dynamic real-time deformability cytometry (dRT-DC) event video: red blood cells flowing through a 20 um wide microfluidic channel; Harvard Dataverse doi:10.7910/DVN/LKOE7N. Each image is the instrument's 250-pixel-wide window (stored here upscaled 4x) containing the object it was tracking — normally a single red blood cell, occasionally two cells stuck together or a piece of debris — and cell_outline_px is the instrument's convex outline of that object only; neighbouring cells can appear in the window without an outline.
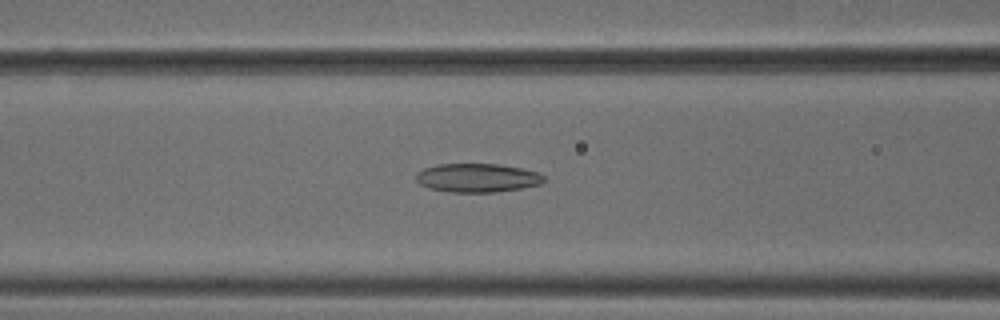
{"species": "common noctule bat (a hibernating species)", "species_latin": "Nyctalus noctula", "temperature_condition": "cold", "stored_images_in_passage": 49, "camera_frame_rate_fps": 3000, "um_per_image_px": 0.085, "animal": {"sex": "male", "body_mass_g": 18.8}, "frame": {"image": 1, "passage_image": 18, "time_ms": 5.667, "image_size_px": [1000, 320], "cell_outline_px": [[544, 180], [540, 184], [524, 188], [496, 192], [448, 192], [428, 188], [420, 184], [416, 180], [416, 172], [424, 168], [436, 164], [500, 164], [540, 172], [544, 176]], "centroid_in_image_um": [40.56, 15.12], "position_along_channel_um": 126.0, "area_um2": 21.62}}
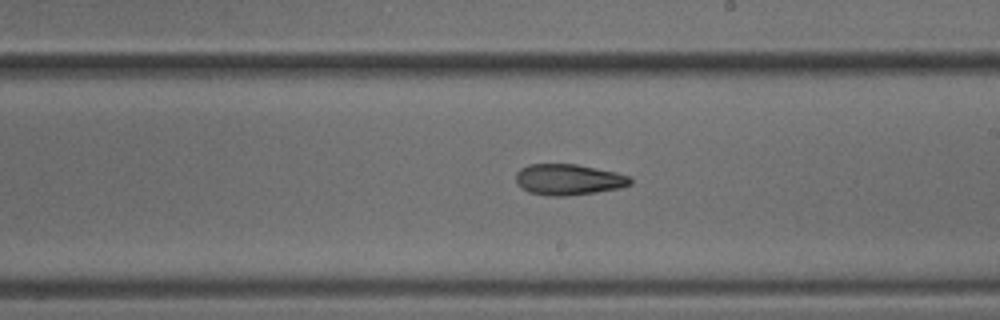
{"frame": {"image": 2, "passage_image": 27, "time_ms": 8.667, "image_size_px": [1000, 320], "cell_outline_px": [[632, 184], [620, 188], [596, 192], [568, 196], [552, 196], [528, 192], [520, 188], [516, 184], [516, 172], [520, 168], [528, 164], [576, 164], [616, 172], [628, 176], [632, 180]], "centroid_in_image_um": [48.29, 15.26], "position_along_channel_um": 240.7, "area_um2": 20.81}}
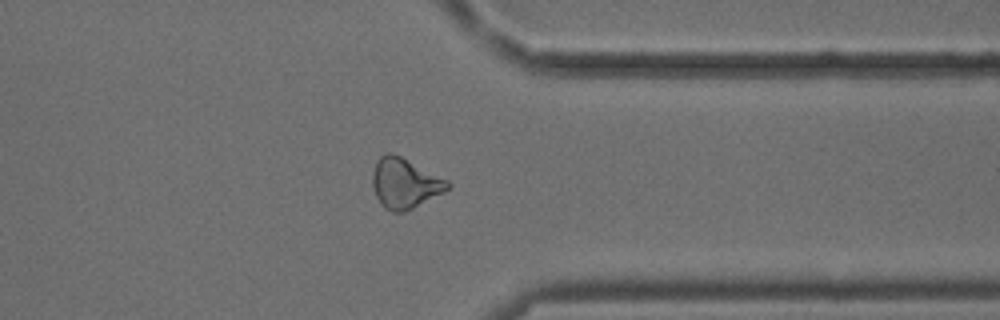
{"frame": {"image": 3, "passage_image": 38, "time_ms": 12.333, "image_size_px": [1000, 320], "cell_outline_px": [[452, 184], [444, 192], [404, 212], [392, 212], [384, 208], [376, 196], [372, 184], [372, 172], [376, 160], [384, 152], [392, 152], [448, 180]], "centroid_in_image_um": [34.38, 15.56], "position_along_channel_um": 377.0, "area_um2": 21.91}, "authors_computed_cell_mechanics": {"area_um2": 21.9062, "velocity_mm_per_s": 3.8164, "shape_relaxation_time_tau1_ms": 9.5436, "shape_relaxation_time_tau2_ms": 3.3496, "deformation_change_tau1": 0.1761, "deformation_change_tau2": 0.1005}}